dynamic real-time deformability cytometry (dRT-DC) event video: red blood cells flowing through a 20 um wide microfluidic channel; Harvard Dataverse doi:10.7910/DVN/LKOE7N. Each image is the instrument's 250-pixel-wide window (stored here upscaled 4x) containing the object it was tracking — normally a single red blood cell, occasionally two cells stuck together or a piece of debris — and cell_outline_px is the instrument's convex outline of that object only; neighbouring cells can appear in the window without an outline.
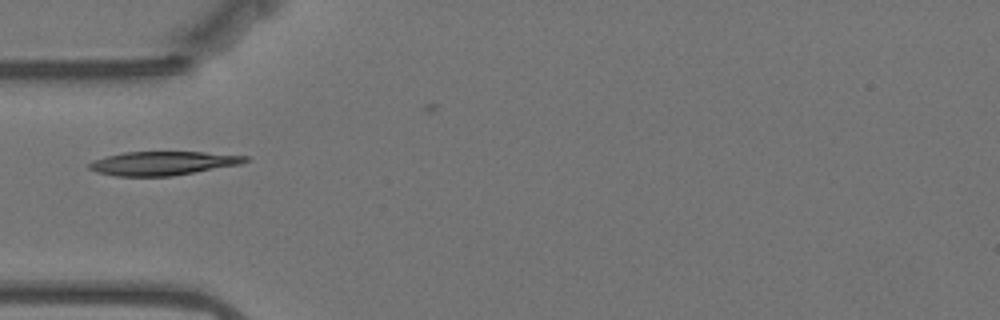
{"species": "Egyptian fruit bat (a non-hibernating species)", "species_latin": "Rousettus aegyptiacus", "temperature_condition": "warm", "stored_images_in_passage": 32, "camera_frame_rate_fps": 3000, "um_per_image_px": 0.085, "animal": {"sex": "female"}, "frame": {"image": 1, "passage_image": 1, "time_ms": 0.0, "image_size_px": [1000, 320], "cell_outline_px": [[248, 160], [240, 164], [172, 176], [116, 176], [96, 172], [88, 168], [88, 164], [96, 160], [108, 156], [124, 152], [204, 152], [248, 156]], "centroid_in_image_um": [13.84, 13.88], "position_along_channel_um": 71.2, "area_um2": 21.39}}
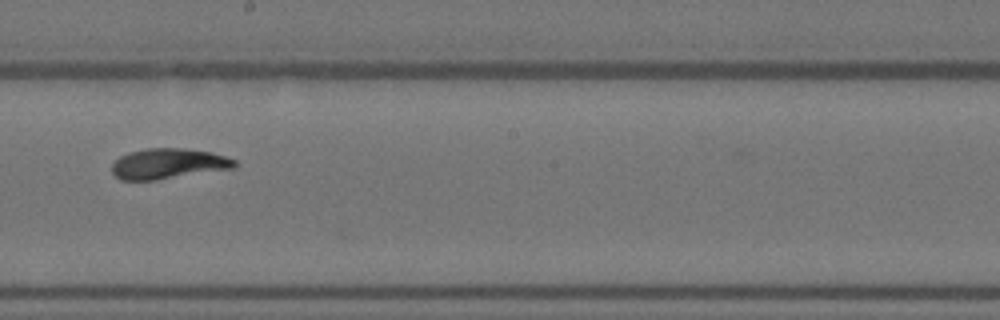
{"frame": {"image": 2, "passage_image": 15, "time_ms": 4.667, "image_size_px": [1000, 320], "cell_outline_px": [[236, 168], [156, 180], [120, 180], [112, 172], [112, 164], [120, 156], [132, 152], [148, 148], [184, 148], [212, 152], [236, 160]], "centroid_in_image_um": [14.33, 13.92], "position_along_channel_um": 233.9, "area_um2": 21.73}}
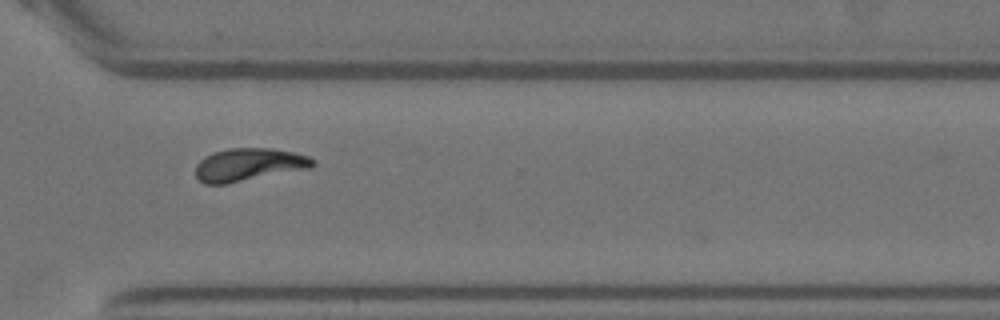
{"frame": {"image": 3, "passage_image": 25, "time_ms": 8.0, "image_size_px": [1000, 320], "cell_outline_px": [[316, 164], [312, 168], [228, 184], [204, 184], [196, 176], [196, 164], [204, 156], [212, 152], [228, 148], [272, 148], [292, 152], [308, 156], [316, 160]], "centroid_in_image_um": [21.16, 14.0], "position_along_channel_um": 349.4, "area_um2": 22.77}}